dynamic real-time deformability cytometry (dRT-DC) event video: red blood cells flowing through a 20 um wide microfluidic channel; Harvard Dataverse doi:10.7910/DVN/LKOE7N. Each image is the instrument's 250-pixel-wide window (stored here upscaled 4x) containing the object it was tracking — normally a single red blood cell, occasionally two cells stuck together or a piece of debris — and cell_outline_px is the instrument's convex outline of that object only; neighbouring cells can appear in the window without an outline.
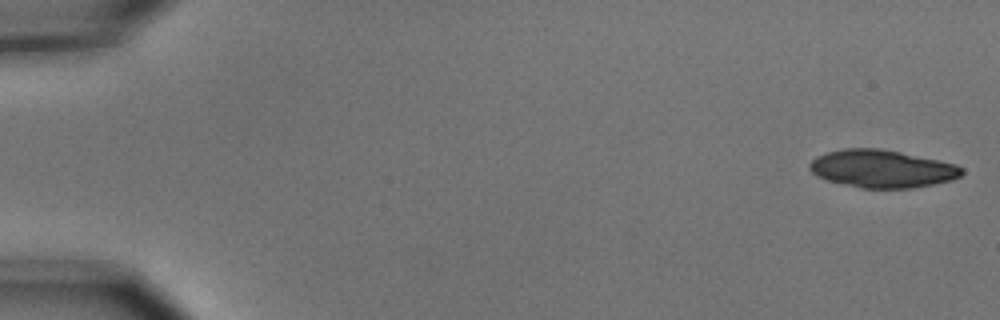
{"species": "common noctule bat (a hibernating species)", "species_latin": "Nyctalus noctula", "temperature_condition": "cold", "stored_images_in_passage": 5, "camera_frame_rate_fps": 3000, "um_per_image_px": 0.085, "animal": {"sex": "male", "body_mass_g": 15.6}, "frame": {"image": 1, "passage_image": 1, "time_ms": 0.0, "image_size_px": [1000, 320], "cell_outline_px": [[964, 172], [960, 176], [952, 180], [912, 188], [860, 188], [828, 180], [816, 176], [808, 168], [808, 164], [816, 156], [828, 152], [844, 148], [880, 148], [900, 152], [956, 164], [964, 168]], "centroid_in_image_um": [74.96, 14.34], "position_along_channel_um": 10.0, "area_um2": 33.41}}